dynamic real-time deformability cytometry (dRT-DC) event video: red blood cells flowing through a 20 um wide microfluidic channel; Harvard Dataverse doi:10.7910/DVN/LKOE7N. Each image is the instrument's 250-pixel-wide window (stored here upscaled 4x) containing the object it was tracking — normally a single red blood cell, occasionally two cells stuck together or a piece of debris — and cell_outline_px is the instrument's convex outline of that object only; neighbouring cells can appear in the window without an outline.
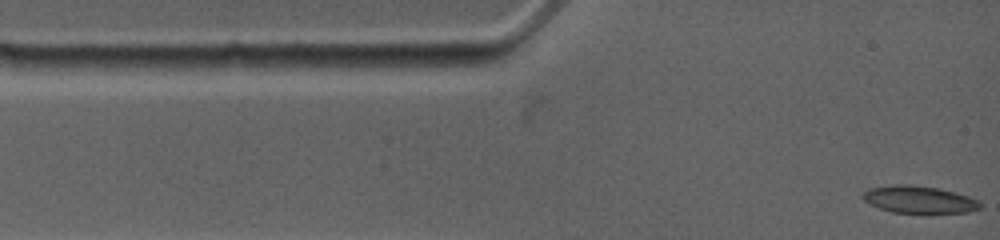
{"species": "common noctule bat (a hibernating species)", "species_latin": "Nyctalus noctula", "temperature_condition": "warm", "stored_images_in_passage": 27, "camera_frame_rate_fps": 4500, "um_per_image_px": 0.085, "animal": {"sex": "female", "body_mass_g": 19.0, "forearm_length_mm": 53.3}, "frame": {"image": 1, "passage_image": 1, "time_ms": 0.0, "image_size_px": [1000, 240], "cell_outline_px": [[980, 208], [968, 212], [892, 212], [880, 208], [864, 200], [864, 192], [868, 188], [892, 184], [912, 184], [940, 188], [968, 196], [976, 200], [980, 204]], "centroid_in_image_um": [78.1, 16.93], "position_along_channel_um": 6.9, "area_um2": 18.32}}
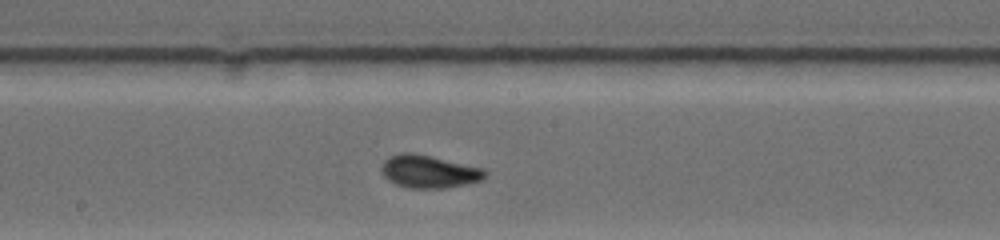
{"frame": {"image": 2, "passage_image": 15, "time_ms": 6.444, "image_size_px": [1000, 240], "cell_outline_px": [[488, 172], [480, 180], [468, 184], [444, 188], [412, 188], [396, 184], [388, 180], [384, 176], [380, 168], [384, 160], [400, 152], [416, 152], [484, 168]], "centroid_in_image_um": [36.46, 14.56], "position_along_channel_um": 211.7, "area_um2": 19.94}}
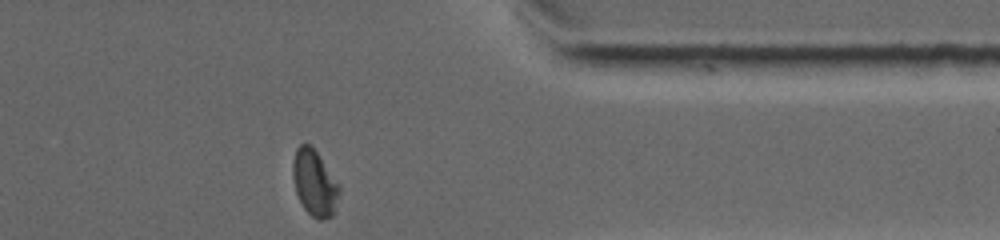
{"frame": {"image": 3, "passage_image": 26, "time_ms": 11.333, "image_size_px": [1000, 240], "cell_outline_px": [[340, 192], [332, 216], [324, 220], [316, 220], [304, 208], [296, 192], [292, 176], [292, 164], [296, 148], [300, 144], [312, 144], [340, 184]], "centroid_in_image_um": [26.74, 15.53], "position_along_channel_um": 384.7, "area_um2": 18.15}}